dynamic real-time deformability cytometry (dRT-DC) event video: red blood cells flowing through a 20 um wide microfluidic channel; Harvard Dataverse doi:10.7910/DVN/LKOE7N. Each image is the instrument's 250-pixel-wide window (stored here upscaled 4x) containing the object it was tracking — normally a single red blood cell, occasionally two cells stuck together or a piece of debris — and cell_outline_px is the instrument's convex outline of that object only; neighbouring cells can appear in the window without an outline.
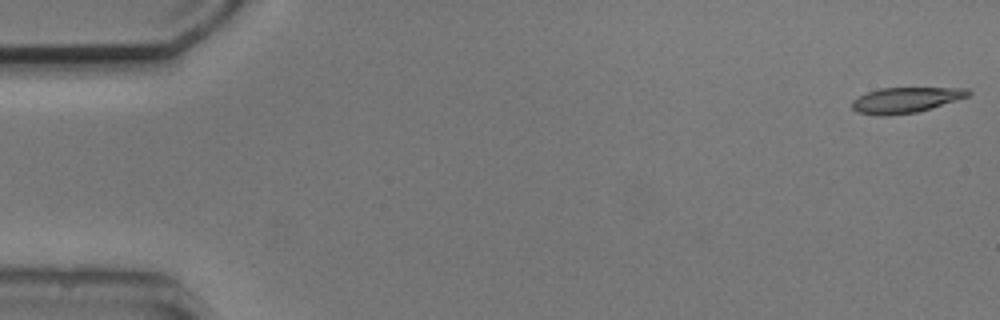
{"species": "common noctule bat (a hibernating species)", "species_latin": "Nyctalus noctula", "temperature_condition": "cold", "stored_images_in_passage": 5, "camera_frame_rate_fps": 3000, "um_per_image_px": 0.085, "animal": {"sex": "male", "body_mass_g": 20.5, "forearm_length_mm": 52.5}, "frame": {"image": 1, "passage_image": 1, "time_ms": 0.0, "image_size_px": [1000, 320], "cell_outline_px": [[972, 92], [968, 96], [932, 108], [916, 112], [856, 112], [852, 108], [852, 100], [868, 92], [880, 88], [968, 88]], "centroid_in_image_um": [77.07, 8.44], "position_along_channel_um": 7.9, "area_um2": 16.24}}
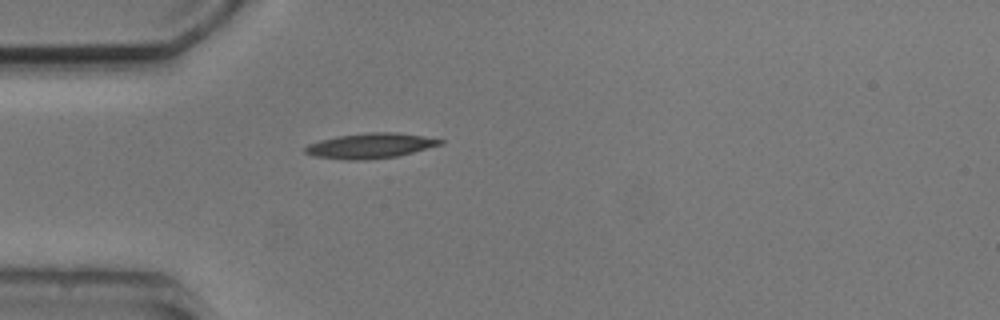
{"frame": {"image": 2, "passage_image": 5, "time_ms": 4.667, "image_size_px": [1000, 320], "cell_outline_px": [[444, 144], [396, 156], [364, 160], [344, 160], [312, 156], [304, 152], [304, 148], [308, 144], [320, 140], [336, 136], [368, 132], [396, 132], [424, 136], [444, 140]], "centroid_in_image_um": [31.45, 12.38], "position_along_channel_um": 53.5, "area_um2": 19.88}}